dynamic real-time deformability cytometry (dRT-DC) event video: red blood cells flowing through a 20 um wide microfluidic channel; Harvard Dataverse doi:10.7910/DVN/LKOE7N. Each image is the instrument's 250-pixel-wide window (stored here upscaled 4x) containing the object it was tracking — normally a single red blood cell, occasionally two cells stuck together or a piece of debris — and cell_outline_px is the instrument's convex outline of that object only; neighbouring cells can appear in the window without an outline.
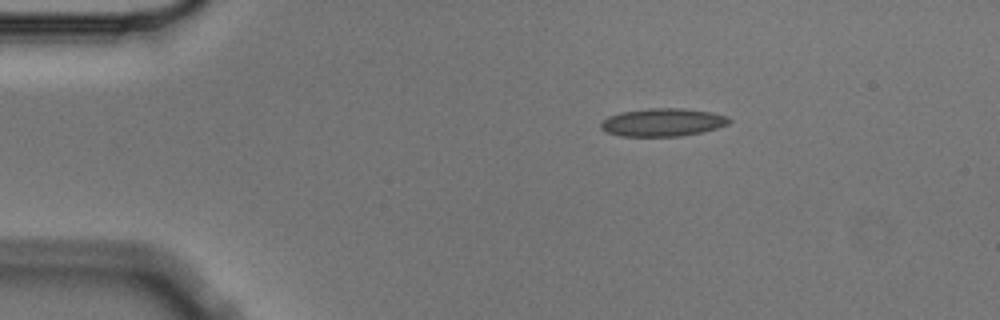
{"species": "Egyptian fruit bat (a non-hibernating species)", "species_latin": "Rousettus aegyptiacus", "temperature_condition": "cold", "stored_images_in_passage": 8, "camera_frame_rate_fps": 3000, "um_per_image_px": 0.085, "animal": {"sex": "male"}, "frame": {"image": 1, "passage_image": 1, "time_ms": 0.0, "image_size_px": [1000, 320], "cell_outline_px": [[732, 120], [728, 124], [704, 132], [684, 136], [620, 136], [604, 132], [600, 128], [600, 124], [608, 116], [620, 112], [648, 108], [684, 108], [712, 112], [728, 116]], "centroid_in_image_um": [56.33, 10.4], "position_along_channel_um": 28.7, "area_um2": 21.21}}
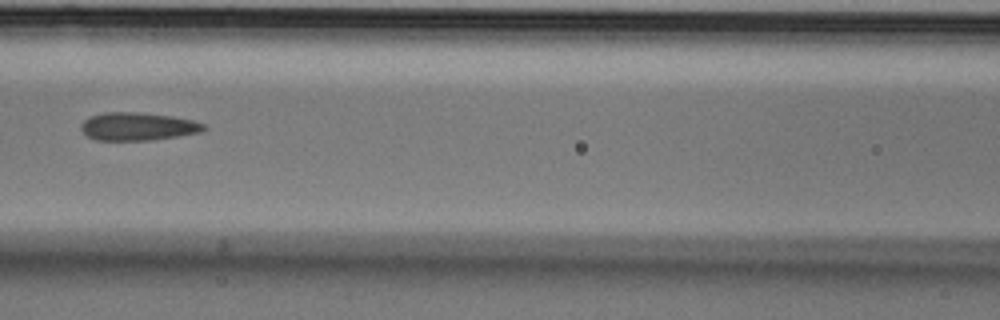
{"frame": {"image": 2, "passage_image": 5, "time_ms": 1.333, "image_size_px": [1000, 320], "cell_outline_px": [[208, 128], [200, 132], [152, 140], [96, 140], [88, 136], [80, 128], [80, 124], [88, 116], [104, 112], [136, 112], [172, 116], [192, 120], [204, 124]], "centroid_in_image_um": [11.68, 10.74], "position_along_channel_um": 154.9, "area_um2": 20.0}}
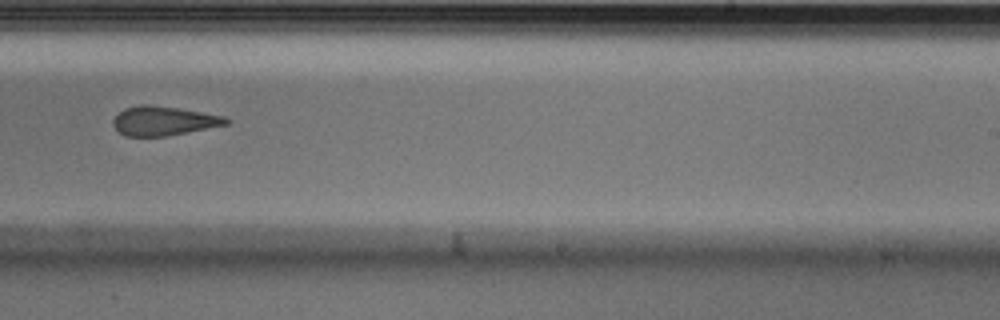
{"frame": {"image": 3, "passage_image": 8, "time_ms": 2.333, "image_size_px": [1000, 320], "cell_outline_px": [[232, 120], [228, 124], [164, 136], [124, 136], [112, 124], [112, 120], [124, 108], [140, 104], [152, 104], [224, 116]], "centroid_in_image_um": [13.88, 10.26], "position_along_channel_um": 275.1, "area_um2": 19.02}}